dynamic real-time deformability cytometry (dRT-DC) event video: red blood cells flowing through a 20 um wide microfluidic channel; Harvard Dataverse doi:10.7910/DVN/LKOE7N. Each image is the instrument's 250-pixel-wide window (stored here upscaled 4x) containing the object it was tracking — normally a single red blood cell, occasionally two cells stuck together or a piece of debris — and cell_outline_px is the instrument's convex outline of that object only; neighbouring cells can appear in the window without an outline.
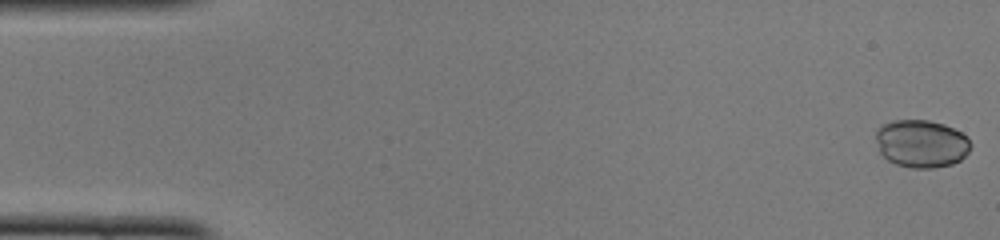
{"species": "common noctule bat (a hibernating species)", "species_latin": "Nyctalus noctula", "temperature_condition": "cold", "stored_images_in_passage": 49, "camera_frame_rate_fps": 3000, "um_per_image_px": 0.085, "animal": {"sex": "female", "body_mass_g": 22.0, "forearm_length_mm": 56.7}, "frame": {"image": 1, "passage_image": 1, "time_ms": 0.0, "image_size_px": [1000, 240], "cell_outline_px": [[972, 144], [968, 152], [960, 160], [952, 164], [932, 168], [912, 168], [896, 164], [888, 160], [880, 152], [876, 140], [876, 128], [880, 124], [892, 120], [928, 120], [944, 124], [968, 136]], "centroid_in_image_um": [78.31, 12.19], "position_along_channel_um": 6.7, "area_um2": 26.59}}
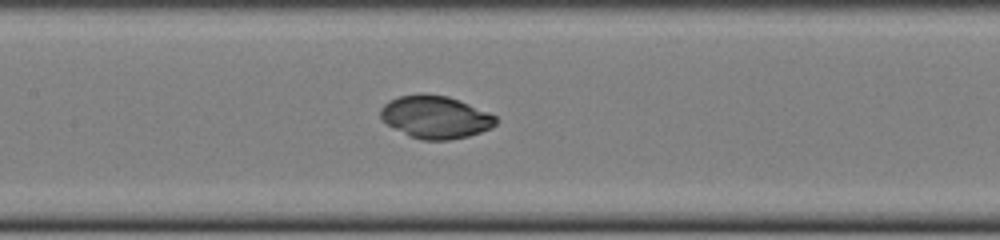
{"frame": {"image": 2, "passage_image": 23, "time_ms": 7.333, "image_size_px": [1000, 240], "cell_outline_px": [[496, 124], [492, 128], [468, 136], [448, 140], [420, 140], [408, 136], [388, 124], [380, 116], [380, 108], [384, 104], [400, 96], [420, 92], [424, 92], [448, 96], [460, 100], [488, 112], [496, 116]], "centroid_in_image_um": [37.01, 9.94], "position_along_channel_um": 170.4, "area_um2": 28.78}}
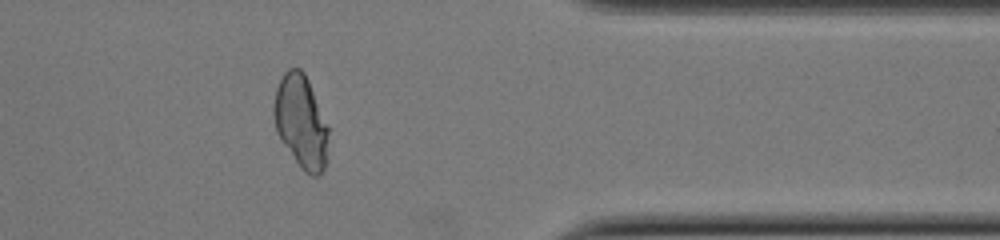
{"frame": {"image": 3, "passage_image": 40, "time_ms": 13.0, "image_size_px": [1000, 240], "cell_outline_px": [[328, 132], [324, 168], [316, 176], [312, 176], [304, 172], [300, 168], [276, 132], [272, 112], [272, 108], [276, 88], [284, 72], [288, 68], [300, 68], [304, 72], [308, 80], [328, 128]], "centroid_in_image_um": [25.54, 10.32], "position_along_channel_um": 385.9, "area_um2": 29.25}, "authors_computed_cell_mechanics": {"area_um2": 28.7266, "velocity_mm_per_s": 4.0956, "shape_relaxation_time_tau1_ms": null, "shape_relaxation_time_tau2_ms": 2.643, "deformation_change_tau1": null, "deformation_change_tau2": 0.0243}}